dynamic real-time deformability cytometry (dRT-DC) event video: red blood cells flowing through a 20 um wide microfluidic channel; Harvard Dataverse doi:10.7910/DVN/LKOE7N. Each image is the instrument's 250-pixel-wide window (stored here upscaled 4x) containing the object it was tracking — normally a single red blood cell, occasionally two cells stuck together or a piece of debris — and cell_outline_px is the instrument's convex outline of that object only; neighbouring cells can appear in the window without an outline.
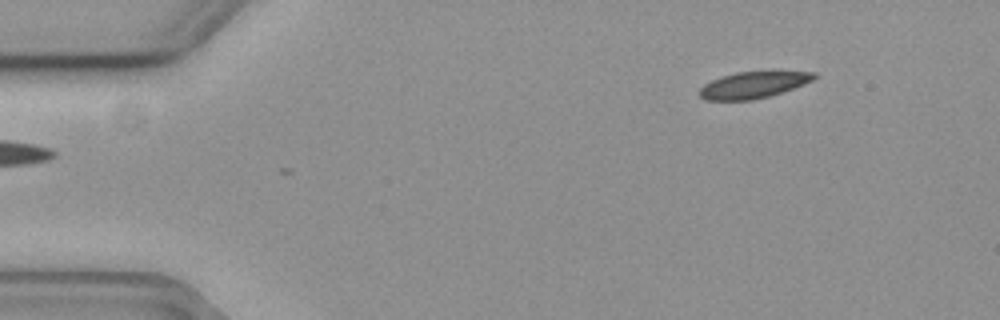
{"species": "common noctule bat (a hibernating species)", "species_latin": "Nyctalus noctula", "temperature_condition": "cold", "stored_images_in_passage": 50, "camera_frame_rate_fps": 3000, "um_per_image_px": 0.085, "animal": {"sex": "female", "body_mass_g": 19.3, "forearm_length_mm": 54.1}, "frame": {"image": 1, "passage_image": 1, "time_ms": 0.0, "image_size_px": [1000, 320], "cell_outline_px": [[816, 76], [812, 80], [804, 84], [768, 96], [752, 100], [704, 100], [700, 96], [700, 88], [704, 84], [720, 76], [736, 72], [772, 68], [776, 68], [816, 72]], "centroid_in_image_um": [64.1, 7.14], "position_along_channel_um": 20.9, "area_um2": 18.55}}
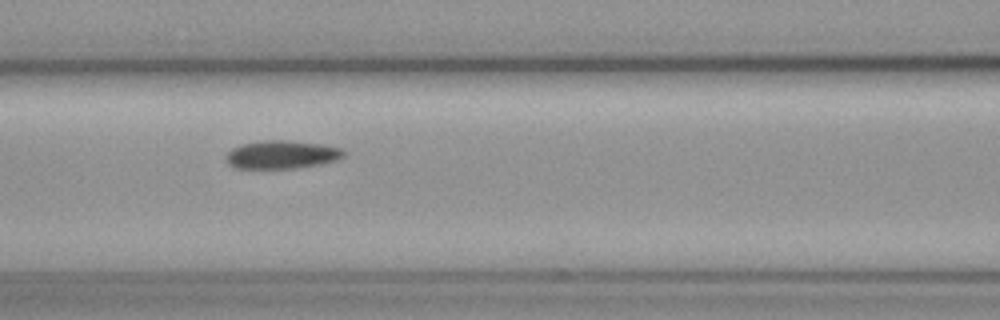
{"frame": {"image": 2, "passage_image": 18, "time_ms": 5.667, "image_size_px": [1000, 320], "cell_outline_px": [[344, 156], [336, 160], [320, 164], [296, 168], [236, 168], [228, 164], [224, 156], [232, 148], [240, 144], [264, 140], [284, 140], [320, 144], [340, 148], [344, 152]], "centroid_in_image_um": [23.9, 13.14], "position_along_channel_um": 142.7, "area_um2": 19.25}}
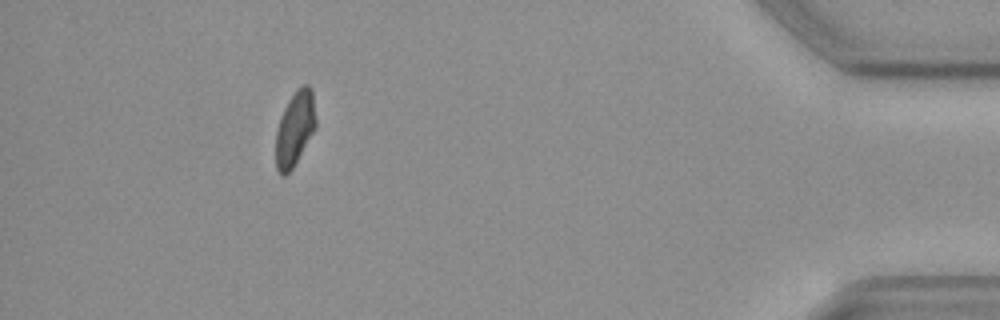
{"frame": {"image": 3, "passage_image": 45, "time_ms": 14.667, "image_size_px": [1000, 320], "cell_outline_px": [[316, 128], [292, 168], [284, 176], [280, 176], [276, 168], [276, 128], [280, 116], [288, 100], [296, 88], [300, 84], [308, 84], [312, 88], [316, 120]], "centroid_in_image_um": [25.06, 10.88], "position_along_channel_um": 410.1, "area_um2": 17.63}}